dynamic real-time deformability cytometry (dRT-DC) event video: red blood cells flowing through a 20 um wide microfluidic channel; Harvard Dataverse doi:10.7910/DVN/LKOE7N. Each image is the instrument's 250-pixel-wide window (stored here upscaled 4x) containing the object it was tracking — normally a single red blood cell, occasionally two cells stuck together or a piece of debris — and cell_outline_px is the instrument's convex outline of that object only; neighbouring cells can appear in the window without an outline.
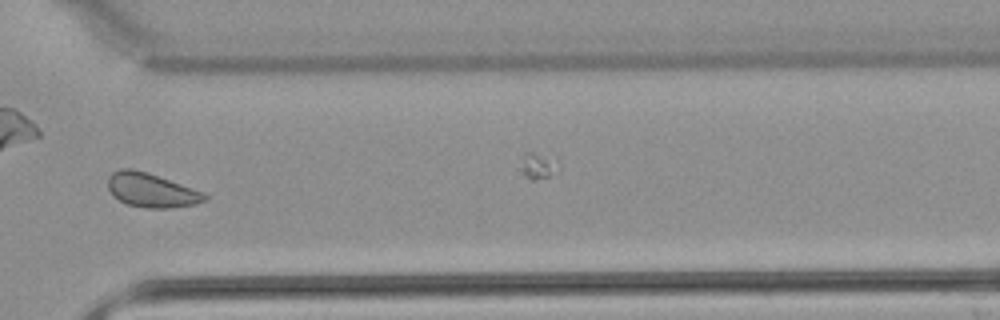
{"species": "common noctule bat (a hibernating species)", "species_latin": "Nyctalus noctula", "temperature_condition": "warm", "stored_images_in_passage": 43, "camera_frame_rate_fps": 3000, "um_per_image_px": 0.085, "animal": {"sex": "male", "body_mass_g": 21.5, "forearm_length_mm": 52.0}, "frame": {"image": 1, "passage_image": 31, "time_ms": 10.0, "image_size_px": [1000, 320], "cell_outline_px": [[208, 200], [192, 204], [172, 208], [144, 208], [124, 204], [112, 196], [108, 188], [108, 176], [112, 172], [120, 168], [132, 168], [148, 172], [204, 192], [208, 196]], "centroid_in_image_um": [12.83, 16.17], "position_along_channel_um": 357.8, "area_um2": 19.54}}
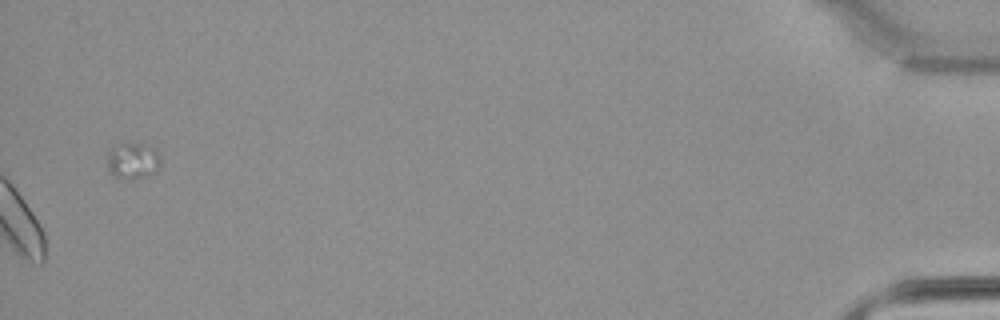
{"frame": {"image": 2, "passage_image": 43, "time_ms": 14.0, "image_size_px": [1000, 320], "cell_outline_px": [[160, 164], [148, 176], [132, 180], [128, 180], [116, 176], [108, 168], [108, 152], [112, 148], [120, 144], [152, 144], [156, 148], [160, 156]], "centroid_in_image_um": [11.33, 13.65], "position_along_channel_um": 423.9, "area_um2": 11.21}}